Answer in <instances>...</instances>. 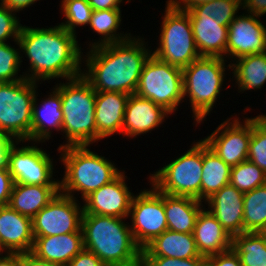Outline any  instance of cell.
Returning <instances> with one entry per match:
<instances>
[{
  "mask_svg": "<svg viewBox=\"0 0 266 266\" xmlns=\"http://www.w3.org/2000/svg\"><path fill=\"white\" fill-rule=\"evenodd\" d=\"M244 193L230 183L211 196L206 208L233 237L243 233Z\"/></svg>",
  "mask_w": 266,
  "mask_h": 266,
  "instance_id": "cell-19",
  "label": "cell"
},
{
  "mask_svg": "<svg viewBox=\"0 0 266 266\" xmlns=\"http://www.w3.org/2000/svg\"><path fill=\"white\" fill-rule=\"evenodd\" d=\"M232 71V72H231ZM238 93L261 90L266 83V52L251 54L230 63Z\"/></svg>",
  "mask_w": 266,
  "mask_h": 266,
  "instance_id": "cell-28",
  "label": "cell"
},
{
  "mask_svg": "<svg viewBox=\"0 0 266 266\" xmlns=\"http://www.w3.org/2000/svg\"><path fill=\"white\" fill-rule=\"evenodd\" d=\"M170 113L149 99L131 94L127 100L122 135L127 138L151 133L169 118Z\"/></svg>",
  "mask_w": 266,
  "mask_h": 266,
  "instance_id": "cell-17",
  "label": "cell"
},
{
  "mask_svg": "<svg viewBox=\"0 0 266 266\" xmlns=\"http://www.w3.org/2000/svg\"><path fill=\"white\" fill-rule=\"evenodd\" d=\"M232 249L238 254L242 266H266V240L259 233L234 235Z\"/></svg>",
  "mask_w": 266,
  "mask_h": 266,
  "instance_id": "cell-31",
  "label": "cell"
},
{
  "mask_svg": "<svg viewBox=\"0 0 266 266\" xmlns=\"http://www.w3.org/2000/svg\"><path fill=\"white\" fill-rule=\"evenodd\" d=\"M54 88L60 93L62 101V136L67 146L93 145L97 143V126L95 123L96 91L82 76L59 81Z\"/></svg>",
  "mask_w": 266,
  "mask_h": 266,
  "instance_id": "cell-4",
  "label": "cell"
},
{
  "mask_svg": "<svg viewBox=\"0 0 266 266\" xmlns=\"http://www.w3.org/2000/svg\"><path fill=\"white\" fill-rule=\"evenodd\" d=\"M81 206L82 204L77 198L59 192L32 218L34 239L42 236L82 232L83 207Z\"/></svg>",
  "mask_w": 266,
  "mask_h": 266,
  "instance_id": "cell-13",
  "label": "cell"
},
{
  "mask_svg": "<svg viewBox=\"0 0 266 266\" xmlns=\"http://www.w3.org/2000/svg\"><path fill=\"white\" fill-rule=\"evenodd\" d=\"M194 240L201 256L209 257L232 248V237L206 209L197 216L193 230Z\"/></svg>",
  "mask_w": 266,
  "mask_h": 266,
  "instance_id": "cell-23",
  "label": "cell"
},
{
  "mask_svg": "<svg viewBox=\"0 0 266 266\" xmlns=\"http://www.w3.org/2000/svg\"><path fill=\"white\" fill-rule=\"evenodd\" d=\"M0 266H22L20 253H4L0 257Z\"/></svg>",
  "mask_w": 266,
  "mask_h": 266,
  "instance_id": "cell-48",
  "label": "cell"
},
{
  "mask_svg": "<svg viewBox=\"0 0 266 266\" xmlns=\"http://www.w3.org/2000/svg\"><path fill=\"white\" fill-rule=\"evenodd\" d=\"M247 160L266 173V122L252 121V134Z\"/></svg>",
  "mask_w": 266,
  "mask_h": 266,
  "instance_id": "cell-37",
  "label": "cell"
},
{
  "mask_svg": "<svg viewBox=\"0 0 266 266\" xmlns=\"http://www.w3.org/2000/svg\"><path fill=\"white\" fill-rule=\"evenodd\" d=\"M124 0H88L92 10L121 9Z\"/></svg>",
  "mask_w": 266,
  "mask_h": 266,
  "instance_id": "cell-46",
  "label": "cell"
},
{
  "mask_svg": "<svg viewBox=\"0 0 266 266\" xmlns=\"http://www.w3.org/2000/svg\"><path fill=\"white\" fill-rule=\"evenodd\" d=\"M241 14L228 26L226 59L231 60L230 63L247 55L266 52L265 23L260 16Z\"/></svg>",
  "mask_w": 266,
  "mask_h": 266,
  "instance_id": "cell-15",
  "label": "cell"
},
{
  "mask_svg": "<svg viewBox=\"0 0 266 266\" xmlns=\"http://www.w3.org/2000/svg\"><path fill=\"white\" fill-rule=\"evenodd\" d=\"M185 153L150 173L149 182L160 192L173 196H189L201 201L203 140L191 144Z\"/></svg>",
  "mask_w": 266,
  "mask_h": 266,
  "instance_id": "cell-8",
  "label": "cell"
},
{
  "mask_svg": "<svg viewBox=\"0 0 266 266\" xmlns=\"http://www.w3.org/2000/svg\"><path fill=\"white\" fill-rule=\"evenodd\" d=\"M17 140L0 131V168L8 167V154Z\"/></svg>",
  "mask_w": 266,
  "mask_h": 266,
  "instance_id": "cell-43",
  "label": "cell"
},
{
  "mask_svg": "<svg viewBox=\"0 0 266 266\" xmlns=\"http://www.w3.org/2000/svg\"><path fill=\"white\" fill-rule=\"evenodd\" d=\"M129 94L121 92H97L95 101V123L97 143L113 134L122 135L124 114Z\"/></svg>",
  "mask_w": 266,
  "mask_h": 266,
  "instance_id": "cell-21",
  "label": "cell"
},
{
  "mask_svg": "<svg viewBox=\"0 0 266 266\" xmlns=\"http://www.w3.org/2000/svg\"><path fill=\"white\" fill-rule=\"evenodd\" d=\"M242 10V0H217L199 4L190 10L189 15H208L220 25H229Z\"/></svg>",
  "mask_w": 266,
  "mask_h": 266,
  "instance_id": "cell-33",
  "label": "cell"
},
{
  "mask_svg": "<svg viewBox=\"0 0 266 266\" xmlns=\"http://www.w3.org/2000/svg\"><path fill=\"white\" fill-rule=\"evenodd\" d=\"M158 46L151 50L160 60L180 68L189 66L200 57L192 32L190 16L171 0L166 1Z\"/></svg>",
  "mask_w": 266,
  "mask_h": 266,
  "instance_id": "cell-7",
  "label": "cell"
},
{
  "mask_svg": "<svg viewBox=\"0 0 266 266\" xmlns=\"http://www.w3.org/2000/svg\"><path fill=\"white\" fill-rule=\"evenodd\" d=\"M23 143L28 144L23 145ZM19 144L21 145L20 147ZM39 144L37 142L17 141L11 147L8 154V170L13 182L29 185L59 186V179L55 180L53 177L56 176L53 173L55 170L53 159L46 152V149L38 148Z\"/></svg>",
  "mask_w": 266,
  "mask_h": 266,
  "instance_id": "cell-11",
  "label": "cell"
},
{
  "mask_svg": "<svg viewBox=\"0 0 266 266\" xmlns=\"http://www.w3.org/2000/svg\"><path fill=\"white\" fill-rule=\"evenodd\" d=\"M144 36L87 48L82 76L96 92L135 94L144 63L152 54Z\"/></svg>",
  "mask_w": 266,
  "mask_h": 266,
  "instance_id": "cell-2",
  "label": "cell"
},
{
  "mask_svg": "<svg viewBox=\"0 0 266 266\" xmlns=\"http://www.w3.org/2000/svg\"><path fill=\"white\" fill-rule=\"evenodd\" d=\"M16 15L17 12L9 10L0 1V43L9 42L10 39L14 42L18 40L23 24Z\"/></svg>",
  "mask_w": 266,
  "mask_h": 266,
  "instance_id": "cell-38",
  "label": "cell"
},
{
  "mask_svg": "<svg viewBox=\"0 0 266 266\" xmlns=\"http://www.w3.org/2000/svg\"><path fill=\"white\" fill-rule=\"evenodd\" d=\"M121 9H107V10H92V16L89 24V29L101 35L99 40H92L87 45L92 48L99 45L124 41L132 36L129 32H118L122 24ZM123 32V33H122ZM118 33V34H117Z\"/></svg>",
  "mask_w": 266,
  "mask_h": 266,
  "instance_id": "cell-30",
  "label": "cell"
},
{
  "mask_svg": "<svg viewBox=\"0 0 266 266\" xmlns=\"http://www.w3.org/2000/svg\"><path fill=\"white\" fill-rule=\"evenodd\" d=\"M226 62L221 57L200 56L182 69L183 98L184 102L189 98L196 127L211 114L217 99L221 97L220 92L225 89L226 72L230 71V63L226 65Z\"/></svg>",
  "mask_w": 266,
  "mask_h": 266,
  "instance_id": "cell-6",
  "label": "cell"
},
{
  "mask_svg": "<svg viewBox=\"0 0 266 266\" xmlns=\"http://www.w3.org/2000/svg\"><path fill=\"white\" fill-rule=\"evenodd\" d=\"M22 58L29 61L24 77L35 82L61 78L72 79L82 75L83 48L77 35L61 25L39 28L22 25L19 38ZM83 64V65H82Z\"/></svg>",
  "mask_w": 266,
  "mask_h": 266,
  "instance_id": "cell-1",
  "label": "cell"
},
{
  "mask_svg": "<svg viewBox=\"0 0 266 266\" xmlns=\"http://www.w3.org/2000/svg\"><path fill=\"white\" fill-rule=\"evenodd\" d=\"M250 119L253 121V122H266V114H258L257 116L253 117L252 116L250 117Z\"/></svg>",
  "mask_w": 266,
  "mask_h": 266,
  "instance_id": "cell-50",
  "label": "cell"
},
{
  "mask_svg": "<svg viewBox=\"0 0 266 266\" xmlns=\"http://www.w3.org/2000/svg\"><path fill=\"white\" fill-rule=\"evenodd\" d=\"M206 266H242L238 254L231 248L206 257Z\"/></svg>",
  "mask_w": 266,
  "mask_h": 266,
  "instance_id": "cell-40",
  "label": "cell"
},
{
  "mask_svg": "<svg viewBox=\"0 0 266 266\" xmlns=\"http://www.w3.org/2000/svg\"><path fill=\"white\" fill-rule=\"evenodd\" d=\"M9 10L20 13L40 0H0Z\"/></svg>",
  "mask_w": 266,
  "mask_h": 266,
  "instance_id": "cell-47",
  "label": "cell"
},
{
  "mask_svg": "<svg viewBox=\"0 0 266 266\" xmlns=\"http://www.w3.org/2000/svg\"><path fill=\"white\" fill-rule=\"evenodd\" d=\"M123 170L110 183L91 192L83 201V214L129 218L130 205L134 193L126 183L127 176Z\"/></svg>",
  "mask_w": 266,
  "mask_h": 266,
  "instance_id": "cell-16",
  "label": "cell"
},
{
  "mask_svg": "<svg viewBox=\"0 0 266 266\" xmlns=\"http://www.w3.org/2000/svg\"><path fill=\"white\" fill-rule=\"evenodd\" d=\"M39 82L26 78L0 83V131L31 142L33 102Z\"/></svg>",
  "mask_w": 266,
  "mask_h": 266,
  "instance_id": "cell-9",
  "label": "cell"
},
{
  "mask_svg": "<svg viewBox=\"0 0 266 266\" xmlns=\"http://www.w3.org/2000/svg\"><path fill=\"white\" fill-rule=\"evenodd\" d=\"M141 257H170L181 260L200 258L201 255L193 234L167 229L142 250Z\"/></svg>",
  "mask_w": 266,
  "mask_h": 266,
  "instance_id": "cell-25",
  "label": "cell"
},
{
  "mask_svg": "<svg viewBox=\"0 0 266 266\" xmlns=\"http://www.w3.org/2000/svg\"><path fill=\"white\" fill-rule=\"evenodd\" d=\"M243 204V233H259L266 224V184L245 192Z\"/></svg>",
  "mask_w": 266,
  "mask_h": 266,
  "instance_id": "cell-32",
  "label": "cell"
},
{
  "mask_svg": "<svg viewBox=\"0 0 266 266\" xmlns=\"http://www.w3.org/2000/svg\"><path fill=\"white\" fill-rule=\"evenodd\" d=\"M13 184L8 167L0 168V206L8 205Z\"/></svg>",
  "mask_w": 266,
  "mask_h": 266,
  "instance_id": "cell-41",
  "label": "cell"
},
{
  "mask_svg": "<svg viewBox=\"0 0 266 266\" xmlns=\"http://www.w3.org/2000/svg\"><path fill=\"white\" fill-rule=\"evenodd\" d=\"M61 14H64V22L59 23L68 32L77 35L76 27L89 26L92 8L88 0H62Z\"/></svg>",
  "mask_w": 266,
  "mask_h": 266,
  "instance_id": "cell-35",
  "label": "cell"
},
{
  "mask_svg": "<svg viewBox=\"0 0 266 266\" xmlns=\"http://www.w3.org/2000/svg\"><path fill=\"white\" fill-rule=\"evenodd\" d=\"M57 151L65 168L64 176L59 180L60 193L73 198H77L74 196L77 192L83 200L123 171L111 160L90 150V145L67 146Z\"/></svg>",
  "mask_w": 266,
  "mask_h": 266,
  "instance_id": "cell-5",
  "label": "cell"
},
{
  "mask_svg": "<svg viewBox=\"0 0 266 266\" xmlns=\"http://www.w3.org/2000/svg\"><path fill=\"white\" fill-rule=\"evenodd\" d=\"M67 266H106L93 252L83 249Z\"/></svg>",
  "mask_w": 266,
  "mask_h": 266,
  "instance_id": "cell-42",
  "label": "cell"
},
{
  "mask_svg": "<svg viewBox=\"0 0 266 266\" xmlns=\"http://www.w3.org/2000/svg\"><path fill=\"white\" fill-rule=\"evenodd\" d=\"M230 184L242 193L266 184V173L255 163L245 160L231 167Z\"/></svg>",
  "mask_w": 266,
  "mask_h": 266,
  "instance_id": "cell-34",
  "label": "cell"
},
{
  "mask_svg": "<svg viewBox=\"0 0 266 266\" xmlns=\"http://www.w3.org/2000/svg\"><path fill=\"white\" fill-rule=\"evenodd\" d=\"M83 249V233L75 232L36 237L31 252L40 259L67 266Z\"/></svg>",
  "mask_w": 266,
  "mask_h": 266,
  "instance_id": "cell-24",
  "label": "cell"
},
{
  "mask_svg": "<svg viewBox=\"0 0 266 266\" xmlns=\"http://www.w3.org/2000/svg\"><path fill=\"white\" fill-rule=\"evenodd\" d=\"M163 205L168 230L193 234L197 216L204 208L203 202L189 196L163 193Z\"/></svg>",
  "mask_w": 266,
  "mask_h": 266,
  "instance_id": "cell-27",
  "label": "cell"
},
{
  "mask_svg": "<svg viewBox=\"0 0 266 266\" xmlns=\"http://www.w3.org/2000/svg\"><path fill=\"white\" fill-rule=\"evenodd\" d=\"M230 175L231 167L203 141L201 202H206L225 185H228L230 183Z\"/></svg>",
  "mask_w": 266,
  "mask_h": 266,
  "instance_id": "cell-29",
  "label": "cell"
},
{
  "mask_svg": "<svg viewBox=\"0 0 266 266\" xmlns=\"http://www.w3.org/2000/svg\"><path fill=\"white\" fill-rule=\"evenodd\" d=\"M242 10L246 14L262 17L266 14V0H242Z\"/></svg>",
  "mask_w": 266,
  "mask_h": 266,
  "instance_id": "cell-44",
  "label": "cell"
},
{
  "mask_svg": "<svg viewBox=\"0 0 266 266\" xmlns=\"http://www.w3.org/2000/svg\"><path fill=\"white\" fill-rule=\"evenodd\" d=\"M0 236L3 253L32 251L34 245L32 218L21 215L9 205L0 206Z\"/></svg>",
  "mask_w": 266,
  "mask_h": 266,
  "instance_id": "cell-18",
  "label": "cell"
},
{
  "mask_svg": "<svg viewBox=\"0 0 266 266\" xmlns=\"http://www.w3.org/2000/svg\"><path fill=\"white\" fill-rule=\"evenodd\" d=\"M135 94L177 113L184 102L182 68L170 65L151 54L143 65Z\"/></svg>",
  "mask_w": 266,
  "mask_h": 266,
  "instance_id": "cell-10",
  "label": "cell"
},
{
  "mask_svg": "<svg viewBox=\"0 0 266 266\" xmlns=\"http://www.w3.org/2000/svg\"><path fill=\"white\" fill-rule=\"evenodd\" d=\"M140 266H206V257L181 260L170 257H141Z\"/></svg>",
  "mask_w": 266,
  "mask_h": 266,
  "instance_id": "cell-39",
  "label": "cell"
},
{
  "mask_svg": "<svg viewBox=\"0 0 266 266\" xmlns=\"http://www.w3.org/2000/svg\"><path fill=\"white\" fill-rule=\"evenodd\" d=\"M14 43L18 45V48L9 42L0 43V83L14 82L25 78L23 73L19 74L21 71L20 44L18 40Z\"/></svg>",
  "mask_w": 266,
  "mask_h": 266,
  "instance_id": "cell-36",
  "label": "cell"
},
{
  "mask_svg": "<svg viewBox=\"0 0 266 266\" xmlns=\"http://www.w3.org/2000/svg\"><path fill=\"white\" fill-rule=\"evenodd\" d=\"M20 259L22 266H64L62 264L40 259L31 251L20 253Z\"/></svg>",
  "mask_w": 266,
  "mask_h": 266,
  "instance_id": "cell-45",
  "label": "cell"
},
{
  "mask_svg": "<svg viewBox=\"0 0 266 266\" xmlns=\"http://www.w3.org/2000/svg\"><path fill=\"white\" fill-rule=\"evenodd\" d=\"M237 115L222 121L216 129L202 140L230 167L247 160L252 134V120Z\"/></svg>",
  "mask_w": 266,
  "mask_h": 266,
  "instance_id": "cell-14",
  "label": "cell"
},
{
  "mask_svg": "<svg viewBox=\"0 0 266 266\" xmlns=\"http://www.w3.org/2000/svg\"><path fill=\"white\" fill-rule=\"evenodd\" d=\"M259 234L266 240V224L264 227L259 231Z\"/></svg>",
  "mask_w": 266,
  "mask_h": 266,
  "instance_id": "cell-51",
  "label": "cell"
},
{
  "mask_svg": "<svg viewBox=\"0 0 266 266\" xmlns=\"http://www.w3.org/2000/svg\"><path fill=\"white\" fill-rule=\"evenodd\" d=\"M189 16L195 44L200 56L226 59L229 25H220L208 15Z\"/></svg>",
  "mask_w": 266,
  "mask_h": 266,
  "instance_id": "cell-22",
  "label": "cell"
},
{
  "mask_svg": "<svg viewBox=\"0 0 266 266\" xmlns=\"http://www.w3.org/2000/svg\"><path fill=\"white\" fill-rule=\"evenodd\" d=\"M60 192V186L14 183L8 205L21 215L33 218Z\"/></svg>",
  "mask_w": 266,
  "mask_h": 266,
  "instance_id": "cell-26",
  "label": "cell"
},
{
  "mask_svg": "<svg viewBox=\"0 0 266 266\" xmlns=\"http://www.w3.org/2000/svg\"><path fill=\"white\" fill-rule=\"evenodd\" d=\"M125 218L83 214L84 248L106 266H140L142 249L137 245Z\"/></svg>",
  "mask_w": 266,
  "mask_h": 266,
  "instance_id": "cell-3",
  "label": "cell"
},
{
  "mask_svg": "<svg viewBox=\"0 0 266 266\" xmlns=\"http://www.w3.org/2000/svg\"><path fill=\"white\" fill-rule=\"evenodd\" d=\"M38 95L40 94L36 91L32 111L31 141L45 143L51 139L52 129L62 133V101L60 93L54 87L45 99H38Z\"/></svg>",
  "mask_w": 266,
  "mask_h": 266,
  "instance_id": "cell-20",
  "label": "cell"
},
{
  "mask_svg": "<svg viewBox=\"0 0 266 266\" xmlns=\"http://www.w3.org/2000/svg\"><path fill=\"white\" fill-rule=\"evenodd\" d=\"M179 9L190 10L191 8L207 2H213L217 0H171Z\"/></svg>",
  "mask_w": 266,
  "mask_h": 266,
  "instance_id": "cell-49",
  "label": "cell"
},
{
  "mask_svg": "<svg viewBox=\"0 0 266 266\" xmlns=\"http://www.w3.org/2000/svg\"><path fill=\"white\" fill-rule=\"evenodd\" d=\"M149 185L150 189H141L133 196L129 212L131 232L142 250L168 229L163 193Z\"/></svg>",
  "mask_w": 266,
  "mask_h": 266,
  "instance_id": "cell-12",
  "label": "cell"
}]
</instances>
